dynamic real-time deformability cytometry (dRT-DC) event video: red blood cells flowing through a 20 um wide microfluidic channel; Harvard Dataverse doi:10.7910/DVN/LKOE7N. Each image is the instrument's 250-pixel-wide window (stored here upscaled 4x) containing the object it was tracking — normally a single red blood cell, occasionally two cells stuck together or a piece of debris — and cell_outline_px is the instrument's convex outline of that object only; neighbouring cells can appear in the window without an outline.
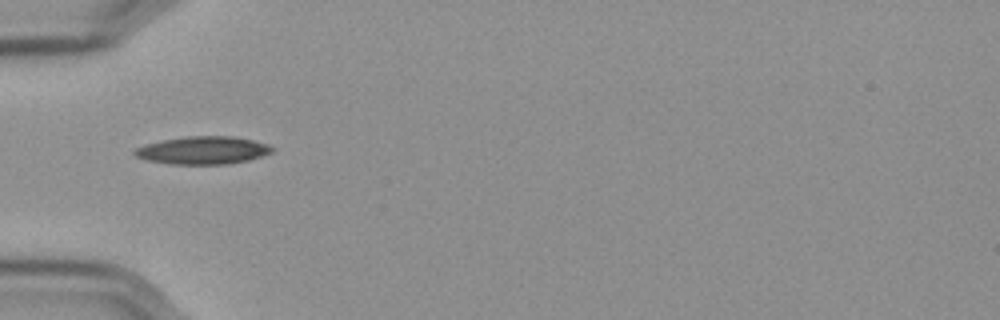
{"species": "Egyptian fruit bat (a non-hibernating species)", "species_latin": "Rousettus aegyptiacus", "temperature_condition": "cold", "stored_images_in_passage": 39, "camera_frame_rate_fps": 3000, "um_per_image_px": 0.085, "frame": {"image": 1, "passage_image": 1, "time_ms": 0.0, "image_size_px": [1000, 320], "cell_outline_px": [[276, 148], [272, 152], [248, 160], [228, 164], [168, 164], [144, 160], [136, 156], [132, 152], [136, 148], [144, 144], [160, 140], [184, 136], [232, 136], [252, 140], [268, 144]], "centroid_in_image_um": [17.21, 12.77], "position_along_channel_um": 67.8, "area_um2": 22.48}}
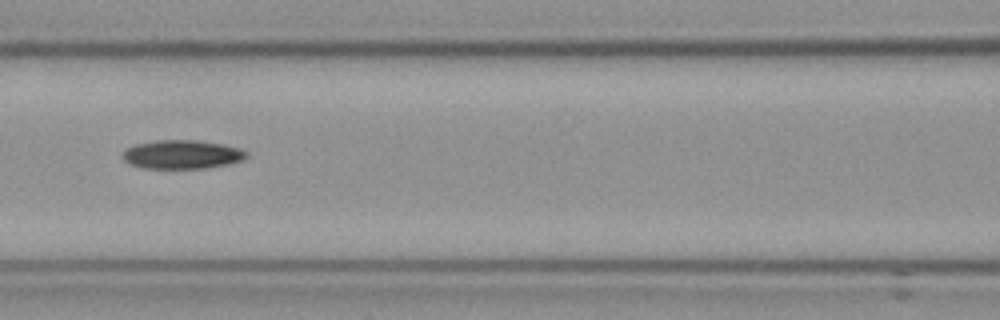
{"frame": {"image": 2, "passage_image": 8, "time_ms": 2.333, "image_size_px": [1000, 320], "cell_outline_px": [[248, 156], [244, 160], [228, 164], [204, 168], [144, 168], [128, 164], [120, 156], [128, 148], [136, 144], [160, 140], [196, 140], [224, 144], [240, 148], [248, 152]], "centroid_in_image_um": [15.5, 13.13], "position_along_channel_um": 151.1, "area_um2": 20.81}}
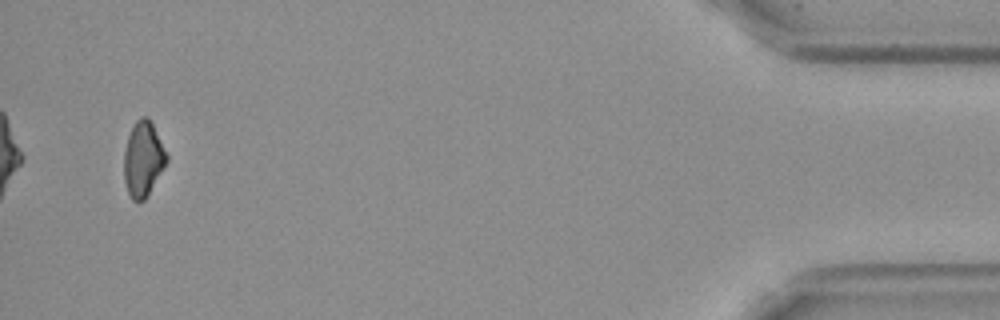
{"frame": {"image": 3, "passage_image": 37, "time_ms": 12.0, "image_size_px": [1000, 320], "cell_outline_px": [[168, 160], [164, 168], [148, 196], [144, 200], [132, 200], [128, 192], [124, 180], [124, 152], [128, 136], [136, 120], [140, 116], [148, 116], [168, 156]], "centroid_in_image_um": [12.17, 13.53], "position_along_channel_um": 423.0, "area_um2": 18.55}}